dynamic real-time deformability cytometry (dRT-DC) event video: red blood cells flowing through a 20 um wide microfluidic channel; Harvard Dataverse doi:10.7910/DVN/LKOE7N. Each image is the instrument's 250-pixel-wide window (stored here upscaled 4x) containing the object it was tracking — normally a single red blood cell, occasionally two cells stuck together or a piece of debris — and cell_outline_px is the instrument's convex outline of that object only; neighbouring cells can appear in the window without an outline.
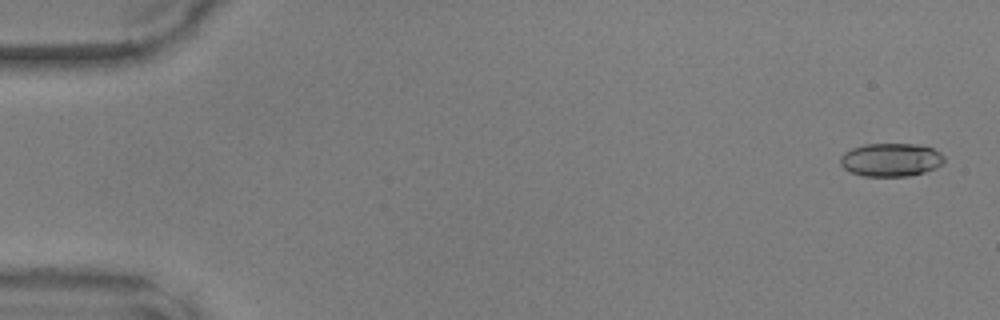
{"species": "common noctule bat (a hibernating species)", "species_latin": "Nyctalus noctula", "temperature_condition": "warm", "stored_images_in_passage": 14, "camera_frame_rate_fps": 3000, "um_per_image_px": 0.085, "animal": {"sex": "male", "body_mass_g": 17.9, "forearm_length_mm": 54.2}, "frame": {"image": 1, "passage_image": 1, "time_ms": 0.0, "image_size_px": [1000, 320], "cell_outline_px": [[944, 160], [936, 168], [924, 172], [908, 176], [864, 176], [852, 172], [844, 168], [840, 164], [840, 156], [844, 152], [852, 148], [864, 144], [920, 144], [932, 148], [940, 152], [944, 156]], "centroid_in_image_um": [75.72, 13.57], "position_along_channel_um": 9.3, "area_um2": 20.17}}
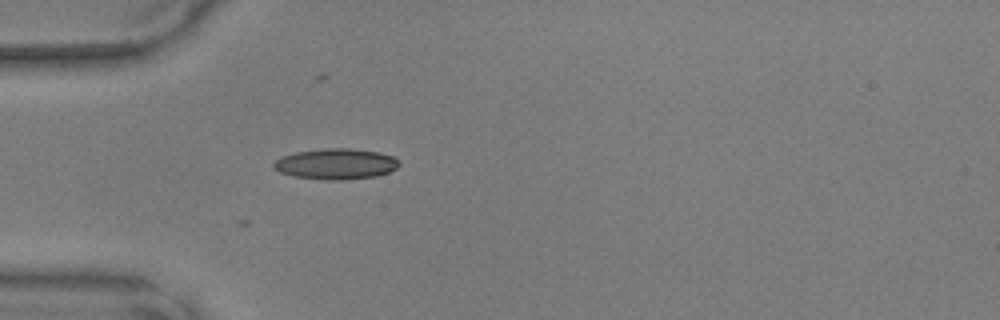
{"frame": {"image": 2, "passage_image": 14, "time_ms": 4.333, "image_size_px": [1000, 320], "cell_outline_px": [[400, 164], [396, 168], [388, 172], [376, 176], [344, 180], [328, 180], [292, 176], [280, 172], [272, 168], [272, 164], [280, 156], [296, 152], [328, 148], [352, 148], [376, 152], [392, 156], [400, 160]], "centroid_in_image_um": [28.53, 13.94], "position_along_channel_um": 56.5, "area_um2": 22.54}}